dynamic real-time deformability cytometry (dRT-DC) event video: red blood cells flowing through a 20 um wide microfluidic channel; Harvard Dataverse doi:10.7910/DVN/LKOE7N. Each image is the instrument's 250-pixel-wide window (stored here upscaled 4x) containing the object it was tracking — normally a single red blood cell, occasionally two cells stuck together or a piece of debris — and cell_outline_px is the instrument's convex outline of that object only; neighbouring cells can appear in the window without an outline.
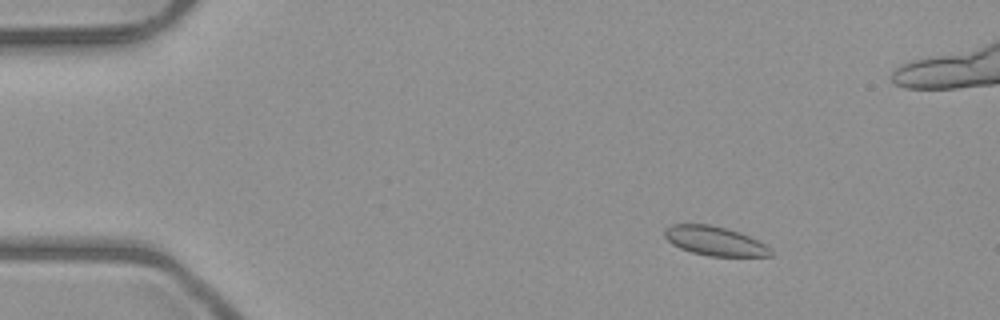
{"species": "common noctule bat (a hibernating species)", "species_latin": "Nyctalus noctula", "temperature_condition": "room temperature", "stored_images_in_passage": 6, "camera_frame_rate_fps": 3000, "um_per_image_px": 0.085, "animal": {"sex": "male", "body_mass_g": 23.1, "forearm_length_mm": 52.7}, "frame": {"image": 1, "passage_image": 3, "time_ms": 2.0, "image_size_px": [1000, 320], "cell_outline_px": [[772, 256], [708, 256], [692, 252], [680, 248], [672, 244], [664, 236], [664, 228], [672, 224], [708, 224], [728, 228], [740, 232], [772, 248]], "centroid_in_image_um": [60.74, 20.48], "position_along_channel_um": 24.3, "area_um2": 18.09}}
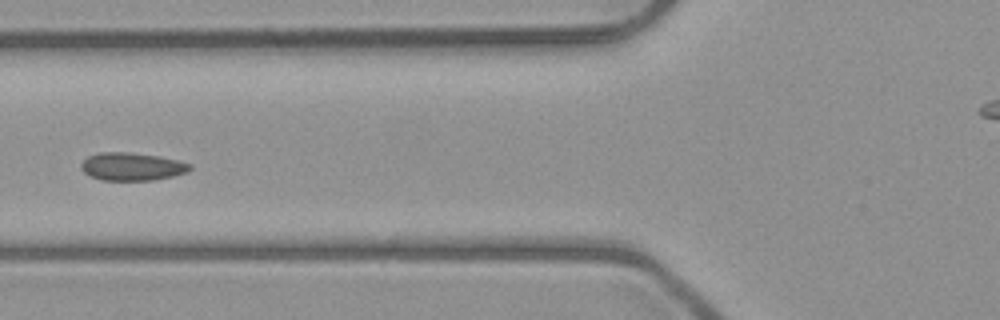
{"frame": {"image": 2, "passage_image": 6, "time_ms": 6.333, "image_size_px": [1000, 320], "cell_outline_px": [[192, 168], [188, 172], [172, 176], [152, 180], [100, 180], [88, 176], [80, 168], [80, 164], [88, 156], [100, 152], [128, 152], [160, 156], [192, 164]], "centroid_in_image_um": [11.2, 14.16], "position_along_channel_um": 114.6, "area_um2": 17.8}}